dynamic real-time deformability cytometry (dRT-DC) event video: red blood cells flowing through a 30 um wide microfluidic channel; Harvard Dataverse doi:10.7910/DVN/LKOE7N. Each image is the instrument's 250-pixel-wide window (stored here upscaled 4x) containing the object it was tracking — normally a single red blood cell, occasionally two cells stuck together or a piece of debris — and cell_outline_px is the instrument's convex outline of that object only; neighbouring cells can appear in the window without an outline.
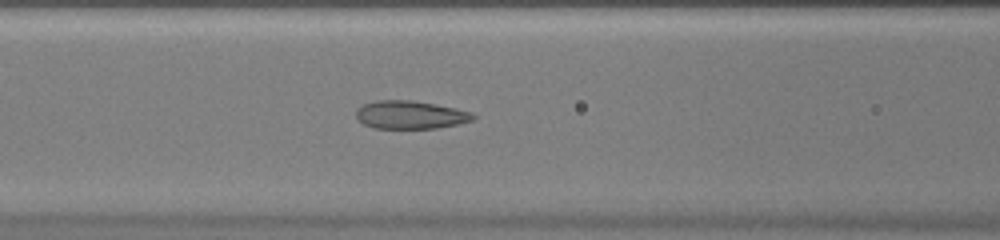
{"species": "common noctule bat (a hibernating species)", "species_latin": "Nyctalus noctula", "temperature_condition": "warm", "stored_images_in_passage": 41, "camera_frame_rate_fps": 3000, "um_per_image_px": 0.085, "animal": {"sex": "female", "body_mass_g": 20.0, "forearm_length_mm": 54.0}, "frame": {"image": 1, "passage_image": 15, "time_ms": 4.667, "image_size_px": [1000, 240], "cell_outline_px": [[476, 116], [472, 120], [456, 124], [436, 128], [372, 128], [356, 120], [356, 108], [364, 104], [376, 100], [412, 100], [436, 104], [456, 108], [472, 112]], "centroid_in_image_um": [34.84, 9.75], "position_along_channel_um": 131.8, "area_um2": 19.25}}
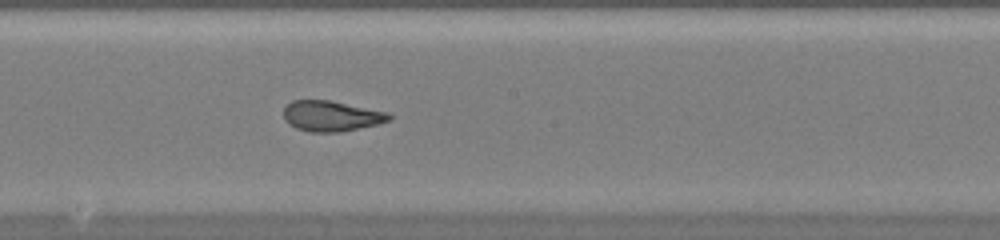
{"frame": {"image": 2, "passage_image": 21, "time_ms": 6.667, "image_size_px": [1000, 240], "cell_outline_px": [[392, 120], [376, 124], [340, 132], [308, 132], [296, 128], [288, 124], [284, 120], [284, 108], [292, 100], [332, 100], [388, 112], [392, 116]], "centroid_in_image_um": [28.15, 9.86], "position_along_channel_um": 220.0, "area_um2": 18.9}}
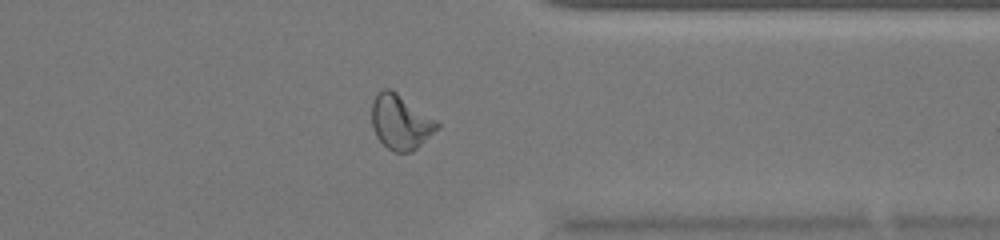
{"frame": {"image": 3, "passage_image": 32, "time_ms": 10.333, "image_size_px": [1000, 240], "cell_outline_px": [[440, 128], [412, 152], [392, 152], [376, 136], [372, 128], [372, 100], [376, 92], [384, 88], [392, 88], [436, 120], [440, 124]], "centroid_in_image_um": [34.04, 10.35], "position_along_channel_um": 377.4, "area_um2": 21.1}}